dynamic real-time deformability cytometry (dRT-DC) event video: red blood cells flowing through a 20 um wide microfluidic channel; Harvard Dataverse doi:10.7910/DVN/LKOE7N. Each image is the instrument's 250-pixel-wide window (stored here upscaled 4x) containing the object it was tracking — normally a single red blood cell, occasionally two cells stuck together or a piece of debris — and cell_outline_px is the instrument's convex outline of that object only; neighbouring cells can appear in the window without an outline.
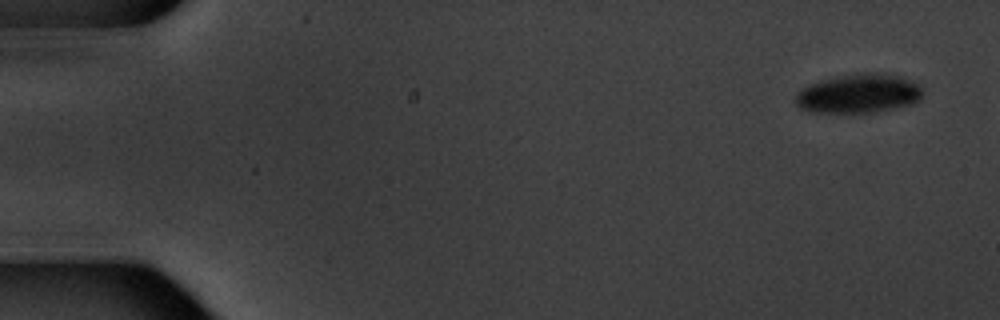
{"species": "common noctule bat (a hibernating species)", "species_latin": "Nyctalus noctula", "temperature_condition": "warm", "stored_images_in_passage": 3, "camera_frame_rate_fps": 3000, "um_per_image_px": 0.085, "animal": {"sex": "male", "body_mass_g": 20.1, "forearm_length_mm": 53.5}, "frame": {"image": 1, "passage_image": 1, "time_ms": 0.0, "image_size_px": [1000, 320], "cell_outline_px": [[924, 96], [920, 100], [912, 104], [900, 108], [876, 112], [812, 112], [800, 108], [796, 104], [796, 96], [808, 84], [820, 80], [836, 76], [864, 72], [888, 72], [912, 80], [920, 84], [924, 92]], "centroid_in_image_um": [73.09, 7.93], "position_along_channel_um": 11.9, "area_um2": 29.54}}